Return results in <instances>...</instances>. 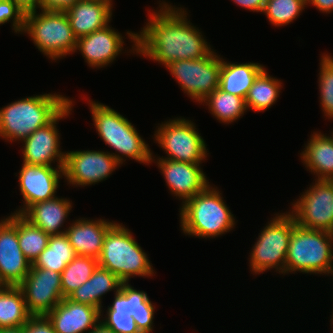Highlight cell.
Masks as SVG:
<instances>
[{
	"instance_id": "13",
	"label": "cell",
	"mask_w": 333,
	"mask_h": 333,
	"mask_svg": "<svg viewBox=\"0 0 333 333\" xmlns=\"http://www.w3.org/2000/svg\"><path fill=\"white\" fill-rule=\"evenodd\" d=\"M74 102L71 101L50 123L38 128L26 139L21 141L23 144L22 154L23 163L28 165L64 167L66 151L60 148V134L57 129V122L67 118L71 114Z\"/></svg>"
},
{
	"instance_id": "40",
	"label": "cell",
	"mask_w": 333,
	"mask_h": 333,
	"mask_svg": "<svg viewBox=\"0 0 333 333\" xmlns=\"http://www.w3.org/2000/svg\"><path fill=\"white\" fill-rule=\"evenodd\" d=\"M312 4L317 10L322 13H332L333 12V0H307V5Z\"/></svg>"
},
{
	"instance_id": "42",
	"label": "cell",
	"mask_w": 333,
	"mask_h": 333,
	"mask_svg": "<svg viewBox=\"0 0 333 333\" xmlns=\"http://www.w3.org/2000/svg\"><path fill=\"white\" fill-rule=\"evenodd\" d=\"M89 333H115L112 329L105 326L101 321L100 323L92 329Z\"/></svg>"
},
{
	"instance_id": "43",
	"label": "cell",
	"mask_w": 333,
	"mask_h": 333,
	"mask_svg": "<svg viewBox=\"0 0 333 333\" xmlns=\"http://www.w3.org/2000/svg\"><path fill=\"white\" fill-rule=\"evenodd\" d=\"M6 287L5 283L0 278V291Z\"/></svg>"
},
{
	"instance_id": "8",
	"label": "cell",
	"mask_w": 333,
	"mask_h": 333,
	"mask_svg": "<svg viewBox=\"0 0 333 333\" xmlns=\"http://www.w3.org/2000/svg\"><path fill=\"white\" fill-rule=\"evenodd\" d=\"M261 230L251 249L249 266L254 274H261L273 268L285 275V263L293 227V215L277 213Z\"/></svg>"
},
{
	"instance_id": "33",
	"label": "cell",
	"mask_w": 333,
	"mask_h": 333,
	"mask_svg": "<svg viewBox=\"0 0 333 333\" xmlns=\"http://www.w3.org/2000/svg\"><path fill=\"white\" fill-rule=\"evenodd\" d=\"M306 0H266L263 12L275 27L291 24L306 7Z\"/></svg>"
},
{
	"instance_id": "41",
	"label": "cell",
	"mask_w": 333,
	"mask_h": 333,
	"mask_svg": "<svg viewBox=\"0 0 333 333\" xmlns=\"http://www.w3.org/2000/svg\"><path fill=\"white\" fill-rule=\"evenodd\" d=\"M12 1L25 12L34 11L38 8L41 10V0H12Z\"/></svg>"
},
{
	"instance_id": "37",
	"label": "cell",
	"mask_w": 333,
	"mask_h": 333,
	"mask_svg": "<svg viewBox=\"0 0 333 333\" xmlns=\"http://www.w3.org/2000/svg\"><path fill=\"white\" fill-rule=\"evenodd\" d=\"M24 333H56L46 316H32L24 325Z\"/></svg>"
},
{
	"instance_id": "1",
	"label": "cell",
	"mask_w": 333,
	"mask_h": 333,
	"mask_svg": "<svg viewBox=\"0 0 333 333\" xmlns=\"http://www.w3.org/2000/svg\"><path fill=\"white\" fill-rule=\"evenodd\" d=\"M158 11L149 12L148 23L139 33L127 31L132 51L150 60L169 65L183 59H201L213 49L202 32L187 19V11L161 2Z\"/></svg>"
},
{
	"instance_id": "3",
	"label": "cell",
	"mask_w": 333,
	"mask_h": 333,
	"mask_svg": "<svg viewBox=\"0 0 333 333\" xmlns=\"http://www.w3.org/2000/svg\"><path fill=\"white\" fill-rule=\"evenodd\" d=\"M88 102L96 132L106 145L115 150L111 154L121 165L125 158L147 165L155 161L149 144L127 118L105 104Z\"/></svg>"
},
{
	"instance_id": "5",
	"label": "cell",
	"mask_w": 333,
	"mask_h": 333,
	"mask_svg": "<svg viewBox=\"0 0 333 333\" xmlns=\"http://www.w3.org/2000/svg\"><path fill=\"white\" fill-rule=\"evenodd\" d=\"M148 258L131 231L122 223H115L105 236L98 265L123 282H129L135 276H153V266Z\"/></svg>"
},
{
	"instance_id": "28",
	"label": "cell",
	"mask_w": 333,
	"mask_h": 333,
	"mask_svg": "<svg viewBox=\"0 0 333 333\" xmlns=\"http://www.w3.org/2000/svg\"><path fill=\"white\" fill-rule=\"evenodd\" d=\"M65 233L49 237L47 247L32 264L35 268L53 270L62 273L67 264L76 257Z\"/></svg>"
},
{
	"instance_id": "34",
	"label": "cell",
	"mask_w": 333,
	"mask_h": 333,
	"mask_svg": "<svg viewBox=\"0 0 333 333\" xmlns=\"http://www.w3.org/2000/svg\"><path fill=\"white\" fill-rule=\"evenodd\" d=\"M319 94L322 112L333 119V56L323 53L320 58Z\"/></svg>"
},
{
	"instance_id": "21",
	"label": "cell",
	"mask_w": 333,
	"mask_h": 333,
	"mask_svg": "<svg viewBox=\"0 0 333 333\" xmlns=\"http://www.w3.org/2000/svg\"><path fill=\"white\" fill-rule=\"evenodd\" d=\"M114 300L107 312L131 314L141 333H151L155 304L144 291L134 289L128 282H123L119 292L114 293Z\"/></svg>"
},
{
	"instance_id": "44",
	"label": "cell",
	"mask_w": 333,
	"mask_h": 333,
	"mask_svg": "<svg viewBox=\"0 0 333 333\" xmlns=\"http://www.w3.org/2000/svg\"><path fill=\"white\" fill-rule=\"evenodd\" d=\"M330 274L333 276V265H332V267L330 269V272L327 275H330ZM332 316H333V313H332Z\"/></svg>"
},
{
	"instance_id": "9",
	"label": "cell",
	"mask_w": 333,
	"mask_h": 333,
	"mask_svg": "<svg viewBox=\"0 0 333 333\" xmlns=\"http://www.w3.org/2000/svg\"><path fill=\"white\" fill-rule=\"evenodd\" d=\"M157 127L154 141L167 154V157H157L158 159H170L191 164H201L206 160L207 145L193 121L176 117L165 123L162 122Z\"/></svg>"
},
{
	"instance_id": "10",
	"label": "cell",
	"mask_w": 333,
	"mask_h": 333,
	"mask_svg": "<svg viewBox=\"0 0 333 333\" xmlns=\"http://www.w3.org/2000/svg\"><path fill=\"white\" fill-rule=\"evenodd\" d=\"M182 91L200 103L219 88L221 57L215 50L201 59H183L166 66Z\"/></svg>"
},
{
	"instance_id": "15",
	"label": "cell",
	"mask_w": 333,
	"mask_h": 333,
	"mask_svg": "<svg viewBox=\"0 0 333 333\" xmlns=\"http://www.w3.org/2000/svg\"><path fill=\"white\" fill-rule=\"evenodd\" d=\"M32 263L23 255L18 242V214L0 220V278L6 286H19Z\"/></svg>"
},
{
	"instance_id": "18",
	"label": "cell",
	"mask_w": 333,
	"mask_h": 333,
	"mask_svg": "<svg viewBox=\"0 0 333 333\" xmlns=\"http://www.w3.org/2000/svg\"><path fill=\"white\" fill-rule=\"evenodd\" d=\"M122 34L109 24L89 35L77 39L75 52L80 51L89 67L103 68L116 60L123 51Z\"/></svg>"
},
{
	"instance_id": "6",
	"label": "cell",
	"mask_w": 333,
	"mask_h": 333,
	"mask_svg": "<svg viewBox=\"0 0 333 333\" xmlns=\"http://www.w3.org/2000/svg\"><path fill=\"white\" fill-rule=\"evenodd\" d=\"M333 235L295 225L288 245L285 274H325L333 265Z\"/></svg>"
},
{
	"instance_id": "29",
	"label": "cell",
	"mask_w": 333,
	"mask_h": 333,
	"mask_svg": "<svg viewBox=\"0 0 333 333\" xmlns=\"http://www.w3.org/2000/svg\"><path fill=\"white\" fill-rule=\"evenodd\" d=\"M282 86L281 80L273 78L264 69L255 79L245 98L247 109L264 112L276 103Z\"/></svg>"
},
{
	"instance_id": "4",
	"label": "cell",
	"mask_w": 333,
	"mask_h": 333,
	"mask_svg": "<svg viewBox=\"0 0 333 333\" xmlns=\"http://www.w3.org/2000/svg\"><path fill=\"white\" fill-rule=\"evenodd\" d=\"M180 207V227L188 236L215 238L235 227V217L218 188L209 185Z\"/></svg>"
},
{
	"instance_id": "30",
	"label": "cell",
	"mask_w": 333,
	"mask_h": 333,
	"mask_svg": "<svg viewBox=\"0 0 333 333\" xmlns=\"http://www.w3.org/2000/svg\"><path fill=\"white\" fill-rule=\"evenodd\" d=\"M202 103L208 106L210 113L220 123L224 124L239 120L248 111L244 98L222 91L219 88L204 99Z\"/></svg>"
},
{
	"instance_id": "36",
	"label": "cell",
	"mask_w": 333,
	"mask_h": 333,
	"mask_svg": "<svg viewBox=\"0 0 333 333\" xmlns=\"http://www.w3.org/2000/svg\"><path fill=\"white\" fill-rule=\"evenodd\" d=\"M101 322L112 329L115 333H141L131 314H117V312H106Z\"/></svg>"
},
{
	"instance_id": "25",
	"label": "cell",
	"mask_w": 333,
	"mask_h": 333,
	"mask_svg": "<svg viewBox=\"0 0 333 333\" xmlns=\"http://www.w3.org/2000/svg\"><path fill=\"white\" fill-rule=\"evenodd\" d=\"M123 281L108 269L99 265L92 276L79 288L71 292L67 299L75 302L88 304L102 311V296L114 290L115 293L121 289Z\"/></svg>"
},
{
	"instance_id": "26",
	"label": "cell",
	"mask_w": 333,
	"mask_h": 333,
	"mask_svg": "<svg viewBox=\"0 0 333 333\" xmlns=\"http://www.w3.org/2000/svg\"><path fill=\"white\" fill-rule=\"evenodd\" d=\"M265 69L259 63H229L221 57L219 89L246 98L257 76Z\"/></svg>"
},
{
	"instance_id": "14",
	"label": "cell",
	"mask_w": 333,
	"mask_h": 333,
	"mask_svg": "<svg viewBox=\"0 0 333 333\" xmlns=\"http://www.w3.org/2000/svg\"><path fill=\"white\" fill-rule=\"evenodd\" d=\"M18 287L32 316H46L63 300L61 274L53 270L31 266Z\"/></svg>"
},
{
	"instance_id": "23",
	"label": "cell",
	"mask_w": 333,
	"mask_h": 333,
	"mask_svg": "<svg viewBox=\"0 0 333 333\" xmlns=\"http://www.w3.org/2000/svg\"><path fill=\"white\" fill-rule=\"evenodd\" d=\"M72 201L57 196L32 204L22 216L32 225L42 229L49 236L63 234L67 229L63 224L72 209ZM61 229V230H60Z\"/></svg>"
},
{
	"instance_id": "16",
	"label": "cell",
	"mask_w": 333,
	"mask_h": 333,
	"mask_svg": "<svg viewBox=\"0 0 333 333\" xmlns=\"http://www.w3.org/2000/svg\"><path fill=\"white\" fill-rule=\"evenodd\" d=\"M19 171V189L23 196V206L15 214H23L32 204L56 197L64 167L28 165L23 163Z\"/></svg>"
},
{
	"instance_id": "24",
	"label": "cell",
	"mask_w": 333,
	"mask_h": 333,
	"mask_svg": "<svg viewBox=\"0 0 333 333\" xmlns=\"http://www.w3.org/2000/svg\"><path fill=\"white\" fill-rule=\"evenodd\" d=\"M300 155L316 179L333 180V135L313 132Z\"/></svg>"
},
{
	"instance_id": "32",
	"label": "cell",
	"mask_w": 333,
	"mask_h": 333,
	"mask_svg": "<svg viewBox=\"0 0 333 333\" xmlns=\"http://www.w3.org/2000/svg\"><path fill=\"white\" fill-rule=\"evenodd\" d=\"M49 235L18 214V242L23 255L33 264L47 247Z\"/></svg>"
},
{
	"instance_id": "2",
	"label": "cell",
	"mask_w": 333,
	"mask_h": 333,
	"mask_svg": "<svg viewBox=\"0 0 333 333\" xmlns=\"http://www.w3.org/2000/svg\"><path fill=\"white\" fill-rule=\"evenodd\" d=\"M72 100L59 94L29 96L0 108V137L23 141L50 123Z\"/></svg>"
},
{
	"instance_id": "19",
	"label": "cell",
	"mask_w": 333,
	"mask_h": 333,
	"mask_svg": "<svg viewBox=\"0 0 333 333\" xmlns=\"http://www.w3.org/2000/svg\"><path fill=\"white\" fill-rule=\"evenodd\" d=\"M46 317L56 333H89L100 323L101 311L91 305L63 298Z\"/></svg>"
},
{
	"instance_id": "11",
	"label": "cell",
	"mask_w": 333,
	"mask_h": 333,
	"mask_svg": "<svg viewBox=\"0 0 333 333\" xmlns=\"http://www.w3.org/2000/svg\"><path fill=\"white\" fill-rule=\"evenodd\" d=\"M292 203L296 224L311 230L330 232L333 227V180L315 179L308 190Z\"/></svg>"
},
{
	"instance_id": "12",
	"label": "cell",
	"mask_w": 333,
	"mask_h": 333,
	"mask_svg": "<svg viewBox=\"0 0 333 333\" xmlns=\"http://www.w3.org/2000/svg\"><path fill=\"white\" fill-rule=\"evenodd\" d=\"M120 164L108 151H69L65 155L64 177L74 187L94 185L107 180Z\"/></svg>"
},
{
	"instance_id": "38",
	"label": "cell",
	"mask_w": 333,
	"mask_h": 333,
	"mask_svg": "<svg viewBox=\"0 0 333 333\" xmlns=\"http://www.w3.org/2000/svg\"><path fill=\"white\" fill-rule=\"evenodd\" d=\"M79 0H41V10L65 12Z\"/></svg>"
},
{
	"instance_id": "7",
	"label": "cell",
	"mask_w": 333,
	"mask_h": 333,
	"mask_svg": "<svg viewBox=\"0 0 333 333\" xmlns=\"http://www.w3.org/2000/svg\"><path fill=\"white\" fill-rule=\"evenodd\" d=\"M40 11V14L37 10L25 13L22 33H27L37 49L52 61L75 53L77 38L67 14L61 11Z\"/></svg>"
},
{
	"instance_id": "20",
	"label": "cell",
	"mask_w": 333,
	"mask_h": 333,
	"mask_svg": "<svg viewBox=\"0 0 333 333\" xmlns=\"http://www.w3.org/2000/svg\"><path fill=\"white\" fill-rule=\"evenodd\" d=\"M115 221L105 219L79 218L67 227L65 234L76 255L89 256L98 259L108 230Z\"/></svg>"
},
{
	"instance_id": "22",
	"label": "cell",
	"mask_w": 333,
	"mask_h": 333,
	"mask_svg": "<svg viewBox=\"0 0 333 333\" xmlns=\"http://www.w3.org/2000/svg\"><path fill=\"white\" fill-rule=\"evenodd\" d=\"M112 0H79L65 11L78 39L106 27L112 19Z\"/></svg>"
},
{
	"instance_id": "31",
	"label": "cell",
	"mask_w": 333,
	"mask_h": 333,
	"mask_svg": "<svg viewBox=\"0 0 333 333\" xmlns=\"http://www.w3.org/2000/svg\"><path fill=\"white\" fill-rule=\"evenodd\" d=\"M98 266V259L89 256H76L61 273L63 298L79 288L93 274Z\"/></svg>"
},
{
	"instance_id": "17",
	"label": "cell",
	"mask_w": 333,
	"mask_h": 333,
	"mask_svg": "<svg viewBox=\"0 0 333 333\" xmlns=\"http://www.w3.org/2000/svg\"><path fill=\"white\" fill-rule=\"evenodd\" d=\"M170 192L182 200V204L204 191L210 184L200 164L156 159Z\"/></svg>"
},
{
	"instance_id": "35",
	"label": "cell",
	"mask_w": 333,
	"mask_h": 333,
	"mask_svg": "<svg viewBox=\"0 0 333 333\" xmlns=\"http://www.w3.org/2000/svg\"><path fill=\"white\" fill-rule=\"evenodd\" d=\"M25 11L12 0H0V25L12 20V29L21 33L24 29Z\"/></svg>"
},
{
	"instance_id": "27",
	"label": "cell",
	"mask_w": 333,
	"mask_h": 333,
	"mask_svg": "<svg viewBox=\"0 0 333 333\" xmlns=\"http://www.w3.org/2000/svg\"><path fill=\"white\" fill-rule=\"evenodd\" d=\"M31 317L18 286H6L0 291V328L24 326Z\"/></svg>"
},
{
	"instance_id": "39",
	"label": "cell",
	"mask_w": 333,
	"mask_h": 333,
	"mask_svg": "<svg viewBox=\"0 0 333 333\" xmlns=\"http://www.w3.org/2000/svg\"><path fill=\"white\" fill-rule=\"evenodd\" d=\"M243 9L253 12H263L266 0H232Z\"/></svg>"
}]
</instances>
